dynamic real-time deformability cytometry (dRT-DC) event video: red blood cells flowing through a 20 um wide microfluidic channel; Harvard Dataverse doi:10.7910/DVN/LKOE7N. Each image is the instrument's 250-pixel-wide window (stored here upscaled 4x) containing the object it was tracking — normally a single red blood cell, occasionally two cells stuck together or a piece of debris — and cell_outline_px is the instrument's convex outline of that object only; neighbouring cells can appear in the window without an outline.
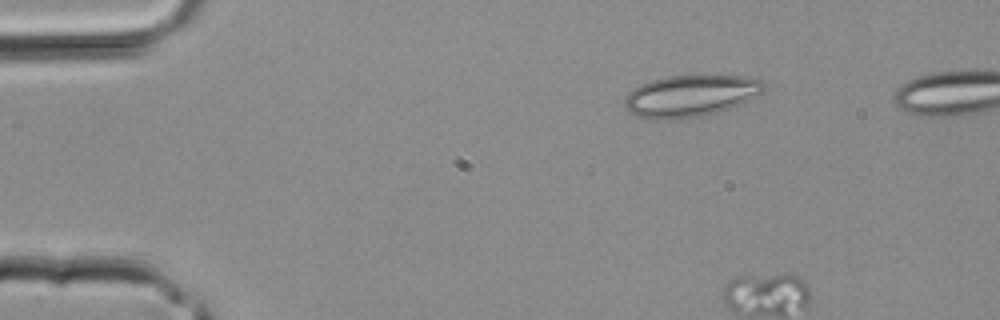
{"species": "common noctule bat (a hibernating species)", "species_latin": "Nyctalus noctula", "temperature_condition": "room temperature", "stored_images_in_passage": 4, "camera_frame_rate_fps": 3000, "um_per_image_px": 0.085, "animal": {"sex": "male", "body_mass_g": 20.4}, "frame": {"image": 1, "passage_image": 1, "time_ms": 0.0, "image_size_px": [1000, 320], "cell_outline_px": [[764, 92], [740, 104], [716, 112], [700, 116], [668, 120], [652, 120], [636, 116], [624, 108], [624, 100], [628, 92], [640, 84], [652, 80], [668, 76], [740, 76], [760, 80], [764, 84]], "centroid_in_image_um": [58.63, 8.16], "position_along_channel_um": 26.4, "area_um2": 33.7}}